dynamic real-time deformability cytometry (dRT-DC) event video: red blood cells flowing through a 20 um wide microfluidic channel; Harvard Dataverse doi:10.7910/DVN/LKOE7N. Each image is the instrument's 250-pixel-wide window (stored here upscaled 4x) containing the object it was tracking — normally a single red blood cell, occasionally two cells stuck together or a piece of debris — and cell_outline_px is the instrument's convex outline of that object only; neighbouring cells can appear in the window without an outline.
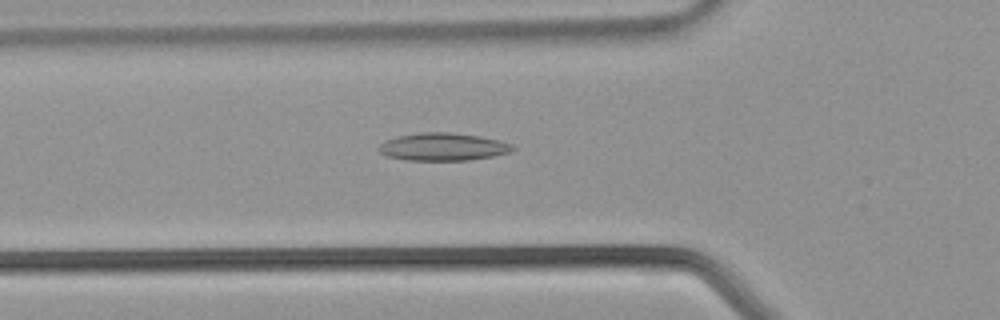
{"species": "common noctule bat (a hibernating species)", "species_latin": "Nyctalus noctula", "temperature_condition": "warm", "stored_images_in_passage": 28, "camera_frame_rate_fps": 3000, "um_per_image_px": 0.085, "animal": {"sex": "male", "body_mass_g": 21.5, "forearm_length_mm": 52.0}, "frame": {"image": 1, "passage_image": 6, "time_ms": 1.667, "image_size_px": [1000, 320], "cell_outline_px": [[516, 148], [512, 152], [492, 156], [468, 160], [408, 160], [388, 156], [380, 152], [376, 148], [380, 144], [388, 140], [400, 136], [420, 132], [448, 132], [480, 136], [500, 140], [512, 144]], "centroid_in_image_um": [37.7, 12.48], "position_along_channel_um": 88.1, "area_um2": 21.5}}
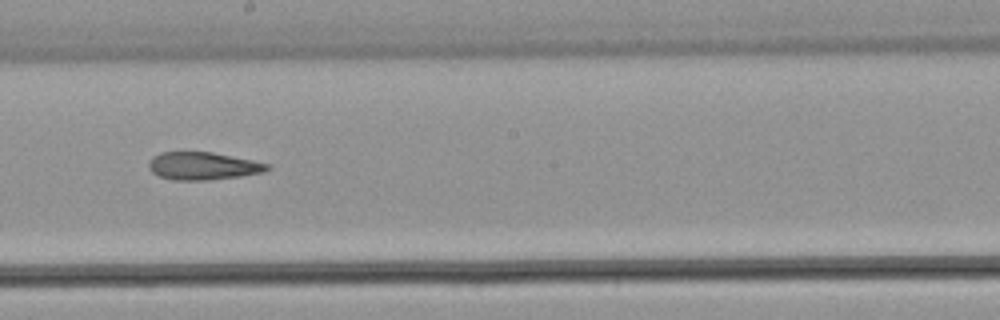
{"frame": {"image": 2, "passage_image": 14, "time_ms": 4.333, "image_size_px": [1000, 320], "cell_outline_px": [[272, 168], [260, 172], [240, 176], [208, 180], [176, 180], [160, 176], [152, 172], [148, 168], [148, 164], [152, 156], [160, 152], [212, 152], [252, 160], [268, 164]], "centroid_in_image_um": [17.21, 14.1], "position_along_channel_um": 231.0, "area_um2": 18.96}}
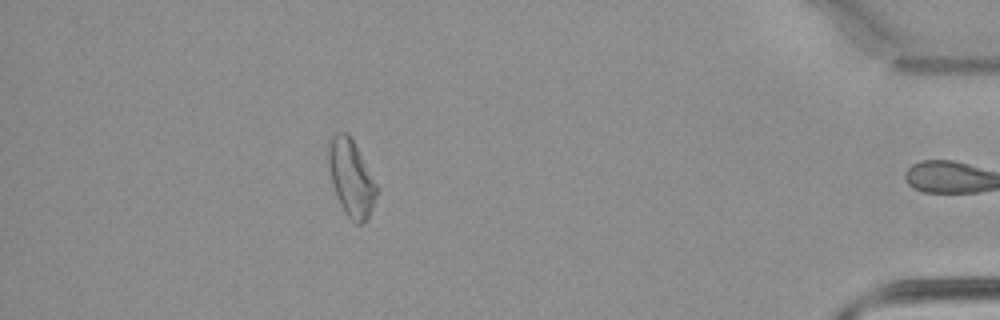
{"frame": {"image": 3, "passage_image": 27, "time_ms": 8.667, "image_size_px": [1000, 320], "cell_outline_px": [[380, 188], [372, 208], [368, 216], [360, 224], [356, 224], [344, 212], [340, 204], [332, 184], [328, 164], [328, 140], [336, 132], [348, 132]], "centroid_in_image_um": [29.85, 15.1], "position_along_channel_um": 405.3, "area_um2": 21.62}}